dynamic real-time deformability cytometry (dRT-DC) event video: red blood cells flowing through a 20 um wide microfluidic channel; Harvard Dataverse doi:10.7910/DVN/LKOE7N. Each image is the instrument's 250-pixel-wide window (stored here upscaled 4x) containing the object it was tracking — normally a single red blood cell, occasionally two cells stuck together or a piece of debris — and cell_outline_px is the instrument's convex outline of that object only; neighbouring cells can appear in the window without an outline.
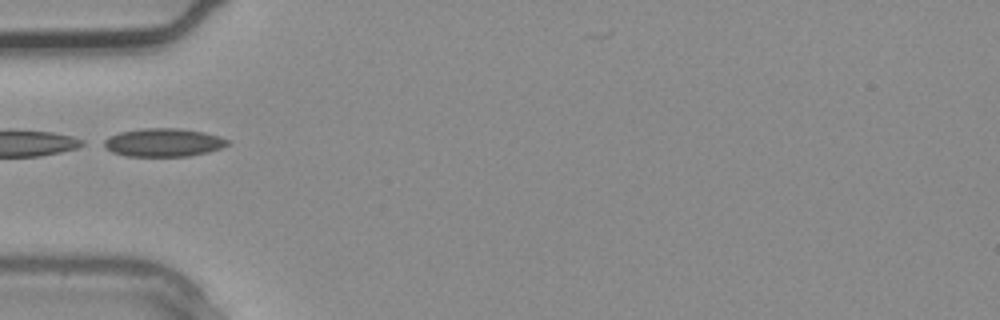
{"species": "common noctule bat (a hibernating species)", "species_latin": "Nyctalus noctula", "temperature_condition": "warm", "stored_images_in_passage": 2, "camera_frame_rate_fps": 3000, "um_per_image_px": 0.085, "animal": {"sex": "male", "body_mass_g": 20.4}, "frame": {"image": 1, "passage_image": 2, "time_ms": 0.333, "image_size_px": [1000, 320], "cell_outline_px": [[228, 144], [220, 148], [208, 152], [188, 156], [124, 156], [112, 152], [96, 144], [100, 140], [108, 136], [120, 132], [144, 128], [180, 128], [204, 132], [228, 140]], "centroid_in_image_um": [13.75, 12.11], "position_along_channel_um": 71.2, "area_um2": 20.63}}